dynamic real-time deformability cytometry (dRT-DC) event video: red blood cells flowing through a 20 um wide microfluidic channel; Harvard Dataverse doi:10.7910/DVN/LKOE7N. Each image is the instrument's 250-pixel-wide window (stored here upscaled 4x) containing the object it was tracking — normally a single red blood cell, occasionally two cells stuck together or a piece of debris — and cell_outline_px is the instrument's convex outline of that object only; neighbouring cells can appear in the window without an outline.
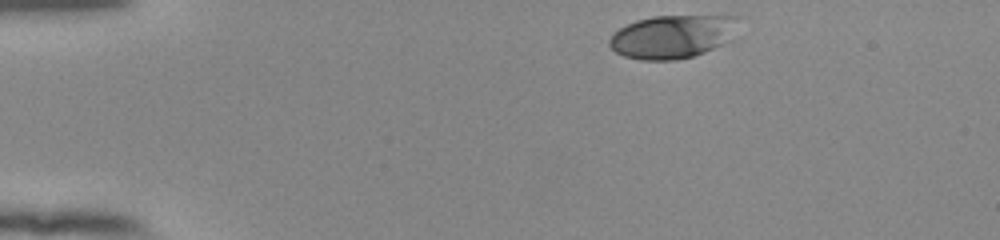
{"species": "human", "species_latin": "Homo sapiens", "temperature_condition": "room temperature", "stored_images_in_passage": 46, "camera_frame_rate_fps": 3000, "um_per_image_px": 0.085, "donor": {"sex": "female"}, "frame": {"image": 1, "passage_image": 1, "time_ms": 0.0, "image_size_px": [1000, 240], "cell_outline_px": [[748, 16], [732, 40], [724, 44], [704, 52], [692, 56], [676, 60], [640, 60], [624, 56], [616, 52], [608, 44], [608, 40], [620, 28], [636, 20], [652, 16], [728, 12]], "centroid_in_image_um": [57.42, 3.01], "position_along_channel_um": 27.6, "area_um2": 34.68}}
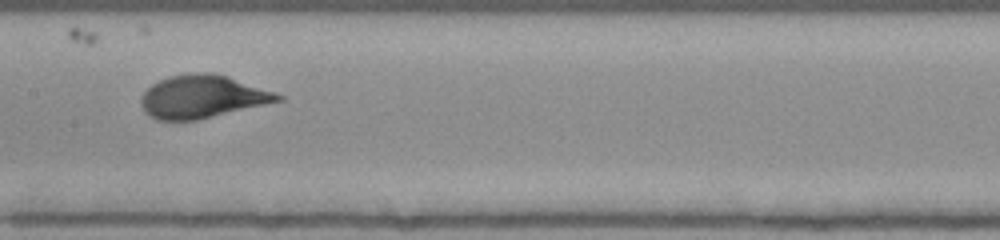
{"frame": {"image": 2, "passage_image": 20, "time_ms": 6.333, "image_size_px": [1000, 240], "cell_outline_px": [[284, 100], [196, 120], [156, 120], [148, 116], [144, 112], [140, 104], [140, 96], [152, 84], [168, 76], [196, 72], [212, 72], [228, 76], [276, 92], [284, 96]], "centroid_in_image_um": [17.18, 8.21], "position_along_channel_um": 190.2, "area_um2": 34.39}}
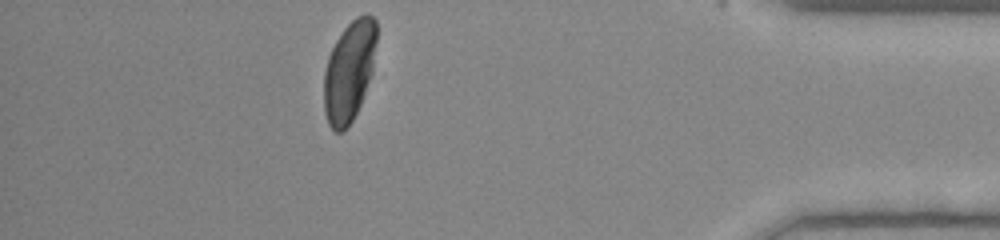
{"frame": {"image": 3, "passage_image": 40, "time_ms": 13.0, "image_size_px": [1000, 240], "cell_outline_px": [[376, 40], [372, 76], [360, 104], [352, 120], [340, 132], [336, 132], [328, 124], [324, 112], [324, 72], [328, 56], [340, 32], [356, 16], [364, 12], [368, 12], [376, 20]], "centroid_in_image_um": [29.69, 6.0], "position_along_channel_um": 405.5, "area_um2": 30.98}, "authors_computed_cell_mechanics": {"area_um2": 33.2639, "velocity_mm_per_s": 3.8165, "shape_relaxation_time_tau1_ms": 3.4983, "shape_relaxation_time_tau2_ms": null, "deformation_change_tau1": 0.1861, "deformation_change_tau2": null}}